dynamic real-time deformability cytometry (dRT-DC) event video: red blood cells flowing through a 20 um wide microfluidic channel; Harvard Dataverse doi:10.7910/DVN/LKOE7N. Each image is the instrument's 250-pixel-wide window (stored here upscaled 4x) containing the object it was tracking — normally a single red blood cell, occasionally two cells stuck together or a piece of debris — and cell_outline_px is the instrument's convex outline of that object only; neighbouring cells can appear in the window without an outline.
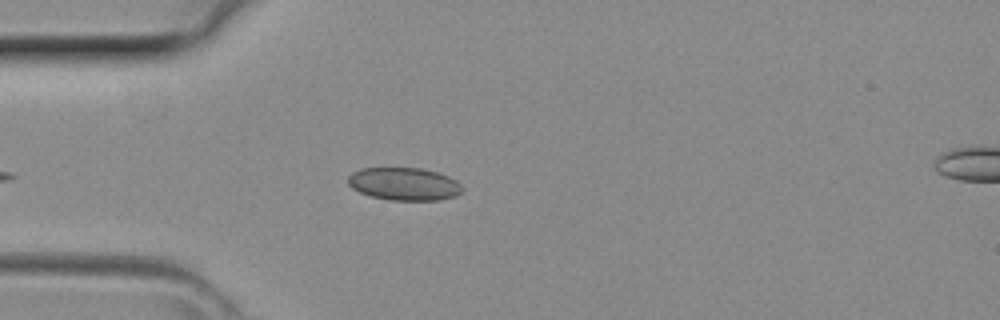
{"species": "common noctule bat (a hibernating species)", "species_latin": "Nyctalus noctula", "temperature_condition": "room temperature", "stored_images_in_passage": 31, "camera_frame_rate_fps": 3000, "um_per_image_px": 0.085, "animal": {"sex": "female", "body_mass_g": 29.2, "forearm_length_mm": 56.3}, "frame": {"image": 1, "passage_image": 3, "time_ms": 0.667, "image_size_px": [1000, 320], "cell_outline_px": [[464, 188], [456, 196], [440, 200], [392, 200], [372, 196], [360, 192], [352, 188], [348, 184], [348, 176], [352, 172], [360, 168], [420, 168], [436, 172], [448, 176], [456, 180]], "centroid_in_image_um": [34.35, 15.63], "position_along_channel_um": 50.6, "area_um2": 21.79}}
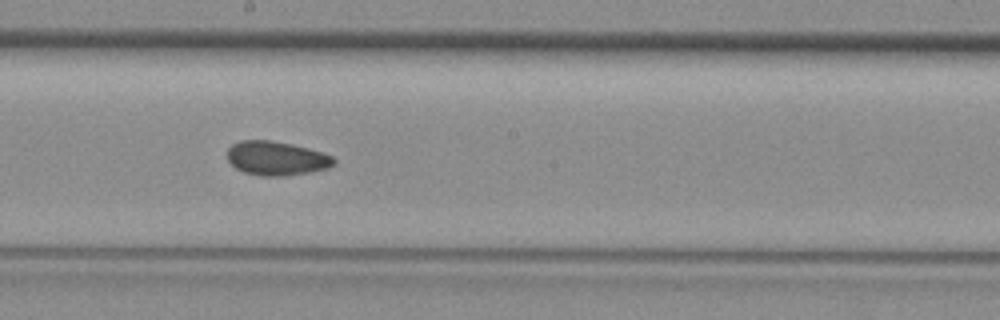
{"frame": {"image": 2, "passage_image": 14, "time_ms": 4.333, "image_size_px": [1000, 320], "cell_outline_px": [[336, 164], [328, 168], [308, 172], [284, 176], [260, 176], [244, 172], [236, 168], [228, 160], [228, 148], [232, 144], [240, 140], [268, 140], [292, 144], [308, 148], [332, 156], [336, 160]], "centroid_in_image_um": [23.49, 13.46], "position_along_channel_um": 224.7, "area_um2": 21.1}}
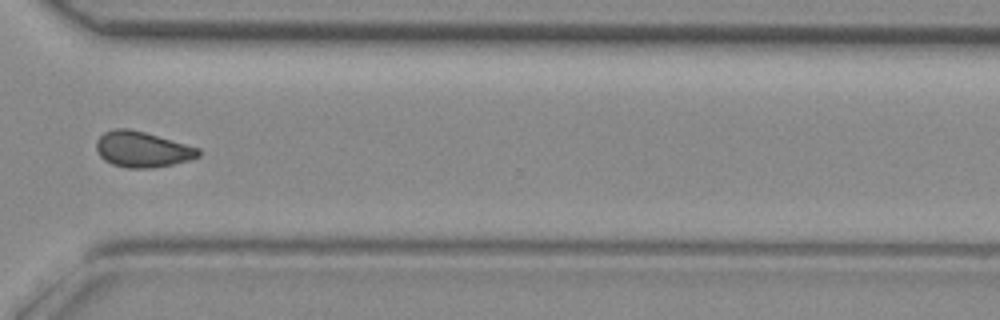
{"frame": {"image": 3, "passage_image": 22, "time_ms": 7.0, "image_size_px": [1000, 320], "cell_outline_px": [[200, 156], [188, 160], [172, 164], [152, 168], [128, 168], [112, 164], [104, 160], [100, 156], [96, 148], [96, 140], [104, 132], [116, 128], [128, 128], [144, 132], [200, 148]], "centroid_in_image_um": [12.08, 12.69], "position_along_channel_um": 358.5, "area_um2": 21.15}}